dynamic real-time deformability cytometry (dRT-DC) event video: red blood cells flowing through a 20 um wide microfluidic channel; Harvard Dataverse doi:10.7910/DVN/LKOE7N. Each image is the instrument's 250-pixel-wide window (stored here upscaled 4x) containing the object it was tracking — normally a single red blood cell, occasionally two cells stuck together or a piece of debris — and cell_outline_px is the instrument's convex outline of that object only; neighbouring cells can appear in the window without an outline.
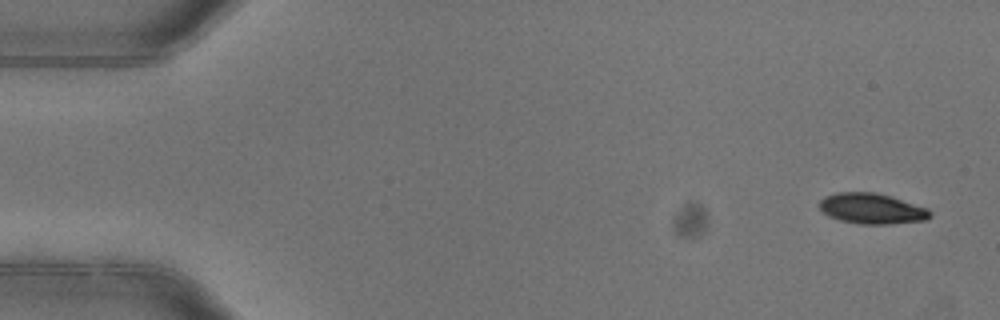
{"species": "common noctule bat (a hibernating species)", "species_latin": "Nyctalus noctula", "temperature_condition": "warm", "stored_images_in_passage": 6, "camera_frame_rate_fps": 3000, "um_per_image_px": 0.085, "animal": {"sex": "female"}, "frame": {"image": 1, "passage_image": 1, "time_ms": 0.0, "image_size_px": [1000, 320], "cell_outline_px": [[932, 216], [928, 220], [892, 224], [860, 224], [840, 220], [828, 216], [820, 208], [820, 200], [824, 196], [836, 192], [876, 192], [892, 196], [928, 208], [932, 212]], "centroid_in_image_um": [74.15, 17.73], "position_along_channel_um": 10.9, "area_um2": 20.0}}
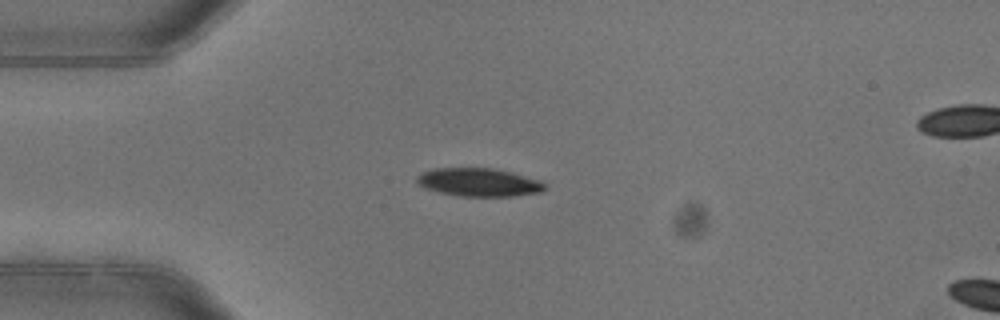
{"frame": {"image": 2, "passage_image": 4, "time_ms": 1.0, "image_size_px": [1000, 320], "cell_outline_px": [[548, 184], [540, 192], [512, 196], [460, 196], [440, 192], [424, 188], [416, 184], [416, 176], [420, 172], [432, 168], [492, 168], [512, 172], [544, 180]], "centroid_in_image_um": [40.7, 15.48], "position_along_channel_um": 44.3, "area_um2": 21.39}}